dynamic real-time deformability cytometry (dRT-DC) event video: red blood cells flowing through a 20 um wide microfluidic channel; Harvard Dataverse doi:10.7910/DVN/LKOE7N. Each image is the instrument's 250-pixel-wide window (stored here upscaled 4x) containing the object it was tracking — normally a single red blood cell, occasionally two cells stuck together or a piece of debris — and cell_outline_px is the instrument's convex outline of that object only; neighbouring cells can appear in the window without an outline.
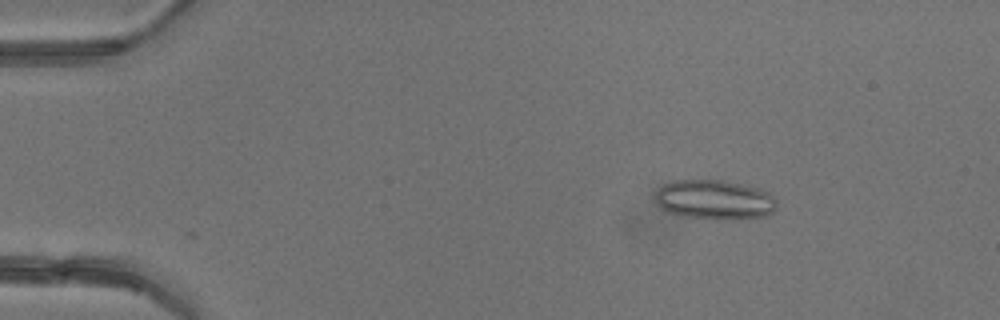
{"species": "common noctule bat (a hibernating species)", "species_latin": "Nyctalus noctula", "temperature_condition": "warm", "stored_images_in_passage": 3, "camera_frame_rate_fps": 3000, "um_per_image_px": 0.085, "animal": {"sex": "female"}, "frame": {"image": 1, "passage_image": 1, "time_ms": 0.0, "image_size_px": [1000, 320], "cell_outline_px": [[776, 208], [768, 216], [732, 220], [724, 220], [684, 216], [668, 212], [656, 204], [656, 192], [664, 184], [672, 180], [708, 176], [744, 184], [760, 188], [768, 192], [776, 200]], "centroid_in_image_um": [60.74, 16.93], "position_along_channel_um": 24.3, "area_um2": 29.13}}